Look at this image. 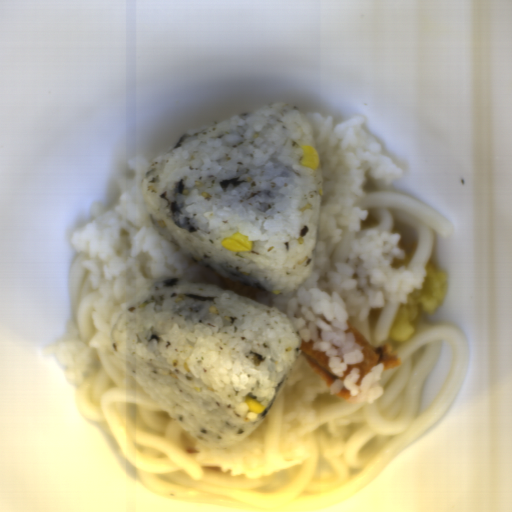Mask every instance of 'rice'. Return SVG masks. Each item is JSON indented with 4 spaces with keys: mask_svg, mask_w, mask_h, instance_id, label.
<instances>
[{
    "mask_svg": "<svg viewBox=\"0 0 512 512\" xmlns=\"http://www.w3.org/2000/svg\"><path fill=\"white\" fill-rule=\"evenodd\" d=\"M316 149L304 115L283 102L189 129L156 156L141 181L143 202L165 239L221 275L289 293L315 265L323 175L301 164ZM238 232L251 252L224 248Z\"/></svg>",
    "mask_w": 512,
    "mask_h": 512,
    "instance_id": "obj_2",
    "label": "rice"
},
{
    "mask_svg": "<svg viewBox=\"0 0 512 512\" xmlns=\"http://www.w3.org/2000/svg\"><path fill=\"white\" fill-rule=\"evenodd\" d=\"M107 339L127 374L211 450L239 445L256 430L302 352L281 310L178 277L154 279L127 300ZM246 396L266 410L248 412Z\"/></svg>",
    "mask_w": 512,
    "mask_h": 512,
    "instance_id": "obj_3",
    "label": "rice"
},
{
    "mask_svg": "<svg viewBox=\"0 0 512 512\" xmlns=\"http://www.w3.org/2000/svg\"><path fill=\"white\" fill-rule=\"evenodd\" d=\"M156 157L138 154L130 158L127 166L133 178L117 174L114 179L120 190L117 204L92 203L93 219L70 236L83 255L81 263L92 288L100 294L91 308L93 338L89 342L81 339L77 321L68 322L65 339L44 351L45 356H55L71 384L83 382L95 350L114 354L108 339L113 315L153 280L181 278L224 290L214 269L166 239L154 224L144 202L142 181Z\"/></svg>",
    "mask_w": 512,
    "mask_h": 512,
    "instance_id": "obj_4",
    "label": "rice"
},
{
    "mask_svg": "<svg viewBox=\"0 0 512 512\" xmlns=\"http://www.w3.org/2000/svg\"><path fill=\"white\" fill-rule=\"evenodd\" d=\"M312 129L322 174L317 237L309 276L288 293L259 290L257 302L280 310L302 343L327 356L337 379L330 385L298 356L264 419L238 445L210 449L198 440L196 462L238 477L260 479L307 461L311 446L305 436L314 422L313 408L322 395L343 387L357 404H373L383 396L385 363L375 364L356 385L360 369L342 379L348 365L363 362L364 348L346 332L348 320L364 321L370 308L387 302L405 303L421 289L426 269L392 266L402 260L400 234L362 229L367 220L364 185L389 186L403 170L386 155L376 137L366 131L364 117L339 124L331 116L300 112Z\"/></svg>",
    "mask_w": 512,
    "mask_h": 512,
    "instance_id": "obj_1",
    "label": "rice"
}]
</instances>
